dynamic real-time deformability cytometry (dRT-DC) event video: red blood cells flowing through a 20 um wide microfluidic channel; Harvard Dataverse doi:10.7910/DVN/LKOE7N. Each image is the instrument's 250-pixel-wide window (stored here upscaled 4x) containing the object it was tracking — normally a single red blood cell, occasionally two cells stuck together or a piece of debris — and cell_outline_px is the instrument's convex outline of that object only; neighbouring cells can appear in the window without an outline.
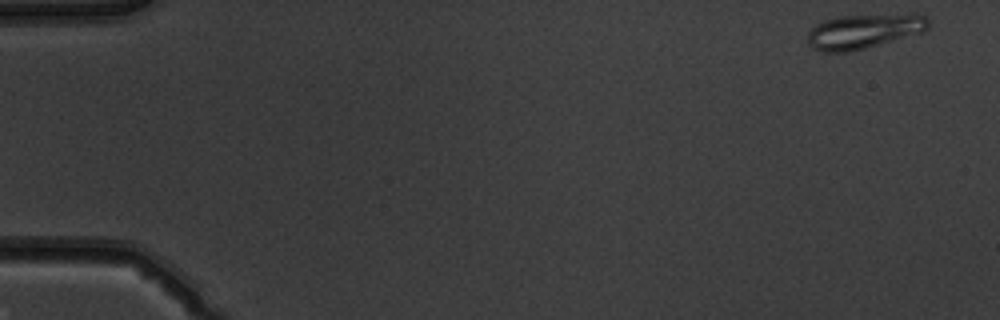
{"species": "common noctule bat (a hibernating species)", "species_latin": "Nyctalus noctula", "temperature_condition": "warm", "stored_images_in_passage": 50, "camera_frame_rate_fps": 3000, "um_per_image_px": 0.085, "animal": {"sex": "male", "body_mass_g": 19.5, "forearm_length_mm": 54.6}, "frame": {"image": 1, "passage_image": 1, "time_ms": 0.0, "image_size_px": [1000, 320], "cell_outline_px": [[928, 28], [920, 32], [864, 48], [848, 52], [824, 52], [812, 48], [808, 44], [808, 32], [816, 24], [824, 20], [840, 16], [916, 12], [928, 16]], "centroid_in_image_um": [73.44, 2.61], "position_along_channel_um": 11.6, "area_um2": 24.51}}
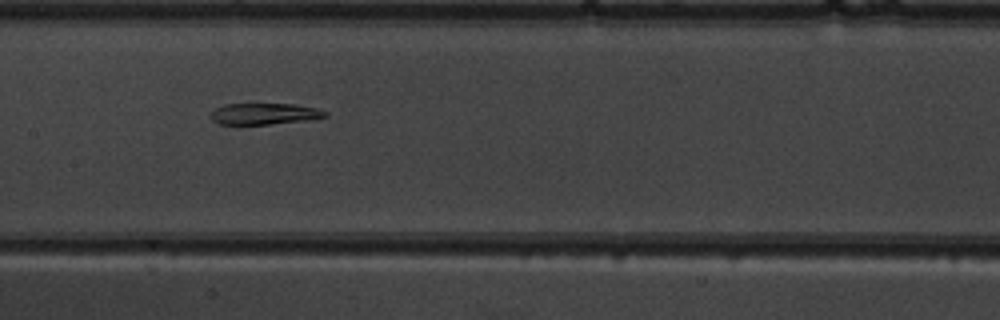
{"frame": {"image": 2, "passage_image": 25, "time_ms": 8.0, "image_size_px": [1000, 320], "cell_outline_px": [[328, 116], [312, 120], [268, 124], [220, 124], [212, 120], [212, 112], [216, 108], [224, 104], [292, 104], [316, 108], [328, 112]], "centroid_in_image_um": [22.52, 9.67], "position_along_channel_um": 184.9, "area_um2": 14.16}}
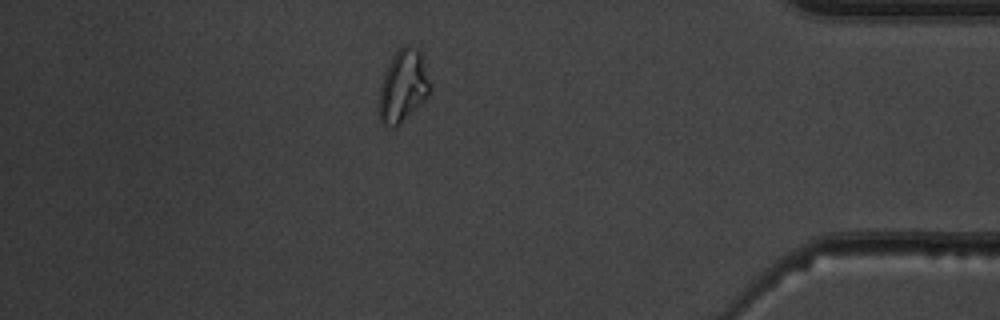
{"frame": {"image": 3, "passage_image": 44, "time_ms": 14.333, "image_size_px": [1000, 320], "cell_outline_px": [[432, 88], [428, 96], [416, 108], [392, 128], [380, 124], [376, 108], [380, 84], [388, 64], [392, 56], [404, 44], [408, 44], [416, 48], [420, 52], [432, 84]], "centroid_in_image_um": [34.22, 7.33], "position_along_channel_um": 401.0, "area_um2": 21.85}}